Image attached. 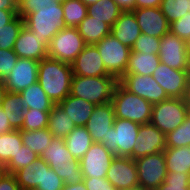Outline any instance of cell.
<instances>
[{
  "label": "cell",
  "mask_w": 190,
  "mask_h": 190,
  "mask_svg": "<svg viewBox=\"0 0 190 190\" xmlns=\"http://www.w3.org/2000/svg\"><path fill=\"white\" fill-rule=\"evenodd\" d=\"M39 61L26 58H18L12 71L3 84L7 91L20 93L30 85L38 82Z\"/></svg>",
  "instance_id": "obj_14"
},
{
  "label": "cell",
  "mask_w": 190,
  "mask_h": 190,
  "mask_svg": "<svg viewBox=\"0 0 190 190\" xmlns=\"http://www.w3.org/2000/svg\"><path fill=\"white\" fill-rule=\"evenodd\" d=\"M68 151L80 160L94 143L85 126H76L65 138Z\"/></svg>",
  "instance_id": "obj_28"
},
{
  "label": "cell",
  "mask_w": 190,
  "mask_h": 190,
  "mask_svg": "<svg viewBox=\"0 0 190 190\" xmlns=\"http://www.w3.org/2000/svg\"><path fill=\"white\" fill-rule=\"evenodd\" d=\"M62 190H87L85 183L79 182L76 184H64V187Z\"/></svg>",
  "instance_id": "obj_55"
},
{
  "label": "cell",
  "mask_w": 190,
  "mask_h": 190,
  "mask_svg": "<svg viewBox=\"0 0 190 190\" xmlns=\"http://www.w3.org/2000/svg\"><path fill=\"white\" fill-rule=\"evenodd\" d=\"M118 82L130 93L142 97L151 104L160 103L169 98L152 75L124 74Z\"/></svg>",
  "instance_id": "obj_12"
},
{
  "label": "cell",
  "mask_w": 190,
  "mask_h": 190,
  "mask_svg": "<svg viewBox=\"0 0 190 190\" xmlns=\"http://www.w3.org/2000/svg\"><path fill=\"white\" fill-rule=\"evenodd\" d=\"M115 156L103 143H93L79 160L84 178H106L107 171Z\"/></svg>",
  "instance_id": "obj_13"
},
{
  "label": "cell",
  "mask_w": 190,
  "mask_h": 190,
  "mask_svg": "<svg viewBox=\"0 0 190 190\" xmlns=\"http://www.w3.org/2000/svg\"><path fill=\"white\" fill-rule=\"evenodd\" d=\"M18 58H28L36 61L48 57V45L43 39L33 35L25 26L22 27L13 47Z\"/></svg>",
  "instance_id": "obj_21"
},
{
  "label": "cell",
  "mask_w": 190,
  "mask_h": 190,
  "mask_svg": "<svg viewBox=\"0 0 190 190\" xmlns=\"http://www.w3.org/2000/svg\"><path fill=\"white\" fill-rule=\"evenodd\" d=\"M108 73L119 80L126 71L131 48L122 44L111 33L95 44Z\"/></svg>",
  "instance_id": "obj_9"
},
{
  "label": "cell",
  "mask_w": 190,
  "mask_h": 190,
  "mask_svg": "<svg viewBox=\"0 0 190 190\" xmlns=\"http://www.w3.org/2000/svg\"><path fill=\"white\" fill-rule=\"evenodd\" d=\"M23 20L24 26L48 46L51 39L65 27L62 4L55 1L34 8V12Z\"/></svg>",
  "instance_id": "obj_3"
},
{
  "label": "cell",
  "mask_w": 190,
  "mask_h": 190,
  "mask_svg": "<svg viewBox=\"0 0 190 190\" xmlns=\"http://www.w3.org/2000/svg\"><path fill=\"white\" fill-rule=\"evenodd\" d=\"M160 62L177 70H190V44L171 31L160 38Z\"/></svg>",
  "instance_id": "obj_10"
},
{
  "label": "cell",
  "mask_w": 190,
  "mask_h": 190,
  "mask_svg": "<svg viewBox=\"0 0 190 190\" xmlns=\"http://www.w3.org/2000/svg\"><path fill=\"white\" fill-rule=\"evenodd\" d=\"M86 6H89L91 4H94L98 2L99 0H81Z\"/></svg>",
  "instance_id": "obj_58"
},
{
  "label": "cell",
  "mask_w": 190,
  "mask_h": 190,
  "mask_svg": "<svg viewBox=\"0 0 190 190\" xmlns=\"http://www.w3.org/2000/svg\"><path fill=\"white\" fill-rule=\"evenodd\" d=\"M123 11L114 0H99L87 6L88 16L102 20L110 27H112Z\"/></svg>",
  "instance_id": "obj_32"
},
{
  "label": "cell",
  "mask_w": 190,
  "mask_h": 190,
  "mask_svg": "<svg viewBox=\"0 0 190 190\" xmlns=\"http://www.w3.org/2000/svg\"><path fill=\"white\" fill-rule=\"evenodd\" d=\"M18 56L11 50L0 49V80H3L10 74L12 68L17 62Z\"/></svg>",
  "instance_id": "obj_45"
},
{
  "label": "cell",
  "mask_w": 190,
  "mask_h": 190,
  "mask_svg": "<svg viewBox=\"0 0 190 190\" xmlns=\"http://www.w3.org/2000/svg\"><path fill=\"white\" fill-rule=\"evenodd\" d=\"M39 158L48 163L64 184H76L84 179L79 160L68 151L64 138H53Z\"/></svg>",
  "instance_id": "obj_2"
},
{
  "label": "cell",
  "mask_w": 190,
  "mask_h": 190,
  "mask_svg": "<svg viewBox=\"0 0 190 190\" xmlns=\"http://www.w3.org/2000/svg\"><path fill=\"white\" fill-rule=\"evenodd\" d=\"M24 26V20L17 15L11 22L0 29V49L11 50Z\"/></svg>",
  "instance_id": "obj_36"
},
{
  "label": "cell",
  "mask_w": 190,
  "mask_h": 190,
  "mask_svg": "<svg viewBox=\"0 0 190 190\" xmlns=\"http://www.w3.org/2000/svg\"><path fill=\"white\" fill-rule=\"evenodd\" d=\"M73 120L59 104H54L49 113L48 130L54 138H65L74 128Z\"/></svg>",
  "instance_id": "obj_29"
},
{
  "label": "cell",
  "mask_w": 190,
  "mask_h": 190,
  "mask_svg": "<svg viewBox=\"0 0 190 190\" xmlns=\"http://www.w3.org/2000/svg\"><path fill=\"white\" fill-rule=\"evenodd\" d=\"M133 159L156 154L166 148V135L151 122L140 125L139 132L134 142Z\"/></svg>",
  "instance_id": "obj_15"
},
{
  "label": "cell",
  "mask_w": 190,
  "mask_h": 190,
  "mask_svg": "<svg viewBox=\"0 0 190 190\" xmlns=\"http://www.w3.org/2000/svg\"><path fill=\"white\" fill-rule=\"evenodd\" d=\"M18 15V10H1L0 9V29L7 25Z\"/></svg>",
  "instance_id": "obj_49"
},
{
  "label": "cell",
  "mask_w": 190,
  "mask_h": 190,
  "mask_svg": "<svg viewBox=\"0 0 190 190\" xmlns=\"http://www.w3.org/2000/svg\"><path fill=\"white\" fill-rule=\"evenodd\" d=\"M163 153L167 172H185L190 175V145L177 148L166 147Z\"/></svg>",
  "instance_id": "obj_30"
},
{
  "label": "cell",
  "mask_w": 190,
  "mask_h": 190,
  "mask_svg": "<svg viewBox=\"0 0 190 190\" xmlns=\"http://www.w3.org/2000/svg\"><path fill=\"white\" fill-rule=\"evenodd\" d=\"M37 159H39L37 153L33 152L29 147L22 145L16 155L2 168V171L14 174L16 171L28 166Z\"/></svg>",
  "instance_id": "obj_37"
},
{
  "label": "cell",
  "mask_w": 190,
  "mask_h": 190,
  "mask_svg": "<svg viewBox=\"0 0 190 190\" xmlns=\"http://www.w3.org/2000/svg\"><path fill=\"white\" fill-rule=\"evenodd\" d=\"M20 132L23 145L29 147L39 156L44 151V149L49 147L51 140L54 138L48 128L31 131L20 130Z\"/></svg>",
  "instance_id": "obj_34"
},
{
  "label": "cell",
  "mask_w": 190,
  "mask_h": 190,
  "mask_svg": "<svg viewBox=\"0 0 190 190\" xmlns=\"http://www.w3.org/2000/svg\"><path fill=\"white\" fill-rule=\"evenodd\" d=\"M190 145V112L184 122L175 130L166 134V147H182Z\"/></svg>",
  "instance_id": "obj_39"
},
{
  "label": "cell",
  "mask_w": 190,
  "mask_h": 190,
  "mask_svg": "<svg viewBox=\"0 0 190 190\" xmlns=\"http://www.w3.org/2000/svg\"><path fill=\"white\" fill-rule=\"evenodd\" d=\"M85 46L77 27H64L51 39L48 57L72 64Z\"/></svg>",
  "instance_id": "obj_8"
},
{
  "label": "cell",
  "mask_w": 190,
  "mask_h": 190,
  "mask_svg": "<svg viewBox=\"0 0 190 190\" xmlns=\"http://www.w3.org/2000/svg\"><path fill=\"white\" fill-rule=\"evenodd\" d=\"M155 190H190V175L185 172H167L164 182Z\"/></svg>",
  "instance_id": "obj_41"
},
{
  "label": "cell",
  "mask_w": 190,
  "mask_h": 190,
  "mask_svg": "<svg viewBox=\"0 0 190 190\" xmlns=\"http://www.w3.org/2000/svg\"><path fill=\"white\" fill-rule=\"evenodd\" d=\"M139 185L144 190H155L167 176L163 151L135 159Z\"/></svg>",
  "instance_id": "obj_11"
},
{
  "label": "cell",
  "mask_w": 190,
  "mask_h": 190,
  "mask_svg": "<svg viewBox=\"0 0 190 190\" xmlns=\"http://www.w3.org/2000/svg\"><path fill=\"white\" fill-rule=\"evenodd\" d=\"M44 168H49L43 159H37L14 173L20 190H35L44 178Z\"/></svg>",
  "instance_id": "obj_24"
},
{
  "label": "cell",
  "mask_w": 190,
  "mask_h": 190,
  "mask_svg": "<svg viewBox=\"0 0 190 190\" xmlns=\"http://www.w3.org/2000/svg\"><path fill=\"white\" fill-rule=\"evenodd\" d=\"M159 63L160 58L158 54L134 52L131 50L125 74L153 75Z\"/></svg>",
  "instance_id": "obj_26"
},
{
  "label": "cell",
  "mask_w": 190,
  "mask_h": 190,
  "mask_svg": "<svg viewBox=\"0 0 190 190\" xmlns=\"http://www.w3.org/2000/svg\"><path fill=\"white\" fill-rule=\"evenodd\" d=\"M62 9L65 27H77L87 16V6L81 0H66Z\"/></svg>",
  "instance_id": "obj_35"
},
{
  "label": "cell",
  "mask_w": 190,
  "mask_h": 190,
  "mask_svg": "<svg viewBox=\"0 0 190 190\" xmlns=\"http://www.w3.org/2000/svg\"><path fill=\"white\" fill-rule=\"evenodd\" d=\"M189 112L190 108L183 98L169 97L153 104L150 122L166 135L181 125Z\"/></svg>",
  "instance_id": "obj_6"
},
{
  "label": "cell",
  "mask_w": 190,
  "mask_h": 190,
  "mask_svg": "<svg viewBox=\"0 0 190 190\" xmlns=\"http://www.w3.org/2000/svg\"><path fill=\"white\" fill-rule=\"evenodd\" d=\"M1 108L8 117L11 127L14 130H20L23 126V119L26 112V107L20 93L7 91Z\"/></svg>",
  "instance_id": "obj_27"
},
{
  "label": "cell",
  "mask_w": 190,
  "mask_h": 190,
  "mask_svg": "<svg viewBox=\"0 0 190 190\" xmlns=\"http://www.w3.org/2000/svg\"><path fill=\"white\" fill-rule=\"evenodd\" d=\"M140 125L128 119L115 118L104 146L116 156L133 159V147Z\"/></svg>",
  "instance_id": "obj_7"
},
{
  "label": "cell",
  "mask_w": 190,
  "mask_h": 190,
  "mask_svg": "<svg viewBox=\"0 0 190 190\" xmlns=\"http://www.w3.org/2000/svg\"><path fill=\"white\" fill-rule=\"evenodd\" d=\"M63 187V180L49 167L44 168L43 181L38 184L35 190H62Z\"/></svg>",
  "instance_id": "obj_43"
},
{
  "label": "cell",
  "mask_w": 190,
  "mask_h": 190,
  "mask_svg": "<svg viewBox=\"0 0 190 190\" xmlns=\"http://www.w3.org/2000/svg\"><path fill=\"white\" fill-rule=\"evenodd\" d=\"M170 31L190 44V12L170 23Z\"/></svg>",
  "instance_id": "obj_44"
},
{
  "label": "cell",
  "mask_w": 190,
  "mask_h": 190,
  "mask_svg": "<svg viewBox=\"0 0 190 190\" xmlns=\"http://www.w3.org/2000/svg\"><path fill=\"white\" fill-rule=\"evenodd\" d=\"M7 93V89L5 88L3 81L0 80V108L2 106V103L4 101L5 94Z\"/></svg>",
  "instance_id": "obj_56"
},
{
  "label": "cell",
  "mask_w": 190,
  "mask_h": 190,
  "mask_svg": "<svg viewBox=\"0 0 190 190\" xmlns=\"http://www.w3.org/2000/svg\"><path fill=\"white\" fill-rule=\"evenodd\" d=\"M49 113L38 109H26L20 130H40L48 128Z\"/></svg>",
  "instance_id": "obj_40"
},
{
  "label": "cell",
  "mask_w": 190,
  "mask_h": 190,
  "mask_svg": "<svg viewBox=\"0 0 190 190\" xmlns=\"http://www.w3.org/2000/svg\"><path fill=\"white\" fill-rule=\"evenodd\" d=\"M14 129L11 127L8 121V117L2 108H0V134L8 133L13 131Z\"/></svg>",
  "instance_id": "obj_50"
},
{
  "label": "cell",
  "mask_w": 190,
  "mask_h": 190,
  "mask_svg": "<svg viewBox=\"0 0 190 190\" xmlns=\"http://www.w3.org/2000/svg\"><path fill=\"white\" fill-rule=\"evenodd\" d=\"M59 106L67 112L68 117L73 120L75 126H86L96 105L69 94L59 103Z\"/></svg>",
  "instance_id": "obj_23"
},
{
  "label": "cell",
  "mask_w": 190,
  "mask_h": 190,
  "mask_svg": "<svg viewBox=\"0 0 190 190\" xmlns=\"http://www.w3.org/2000/svg\"><path fill=\"white\" fill-rule=\"evenodd\" d=\"M71 66L73 75L84 77L110 75L95 45H86Z\"/></svg>",
  "instance_id": "obj_20"
},
{
  "label": "cell",
  "mask_w": 190,
  "mask_h": 190,
  "mask_svg": "<svg viewBox=\"0 0 190 190\" xmlns=\"http://www.w3.org/2000/svg\"><path fill=\"white\" fill-rule=\"evenodd\" d=\"M110 33L122 44L132 49L141 30L133 11H123L112 25Z\"/></svg>",
  "instance_id": "obj_22"
},
{
  "label": "cell",
  "mask_w": 190,
  "mask_h": 190,
  "mask_svg": "<svg viewBox=\"0 0 190 190\" xmlns=\"http://www.w3.org/2000/svg\"><path fill=\"white\" fill-rule=\"evenodd\" d=\"M159 8L167 21L172 23L190 12V0H162Z\"/></svg>",
  "instance_id": "obj_38"
},
{
  "label": "cell",
  "mask_w": 190,
  "mask_h": 190,
  "mask_svg": "<svg viewBox=\"0 0 190 190\" xmlns=\"http://www.w3.org/2000/svg\"><path fill=\"white\" fill-rule=\"evenodd\" d=\"M132 11L141 33L161 38L170 31V23L159 7L135 8Z\"/></svg>",
  "instance_id": "obj_19"
},
{
  "label": "cell",
  "mask_w": 190,
  "mask_h": 190,
  "mask_svg": "<svg viewBox=\"0 0 190 190\" xmlns=\"http://www.w3.org/2000/svg\"><path fill=\"white\" fill-rule=\"evenodd\" d=\"M18 15L23 19L34 12V8H38L44 4H48L51 0H17Z\"/></svg>",
  "instance_id": "obj_46"
},
{
  "label": "cell",
  "mask_w": 190,
  "mask_h": 190,
  "mask_svg": "<svg viewBox=\"0 0 190 190\" xmlns=\"http://www.w3.org/2000/svg\"><path fill=\"white\" fill-rule=\"evenodd\" d=\"M188 72L189 70L170 68L160 62L152 76L168 97L183 98Z\"/></svg>",
  "instance_id": "obj_18"
},
{
  "label": "cell",
  "mask_w": 190,
  "mask_h": 190,
  "mask_svg": "<svg viewBox=\"0 0 190 190\" xmlns=\"http://www.w3.org/2000/svg\"><path fill=\"white\" fill-rule=\"evenodd\" d=\"M122 190H144V189L140 185H135L132 187H127V188L122 189Z\"/></svg>",
  "instance_id": "obj_57"
},
{
  "label": "cell",
  "mask_w": 190,
  "mask_h": 190,
  "mask_svg": "<svg viewBox=\"0 0 190 190\" xmlns=\"http://www.w3.org/2000/svg\"><path fill=\"white\" fill-rule=\"evenodd\" d=\"M106 179L117 190L139 185L135 160L130 157L115 156L107 171Z\"/></svg>",
  "instance_id": "obj_16"
},
{
  "label": "cell",
  "mask_w": 190,
  "mask_h": 190,
  "mask_svg": "<svg viewBox=\"0 0 190 190\" xmlns=\"http://www.w3.org/2000/svg\"><path fill=\"white\" fill-rule=\"evenodd\" d=\"M51 1H55V2H58V3H64L66 0H51Z\"/></svg>",
  "instance_id": "obj_59"
},
{
  "label": "cell",
  "mask_w": 190,
  "mask_h": 190,
  "mask_svg": "<svg viewBox=\"0 0 190 190\" xmlns=\"http://www.w3.org/2000/svg\"><path fill=\"white\" fill-rule=\"evenodd\" d=\"M23 145L20 130H13L0 134V168L2 169L9 160L16 155Z\"/></svg>",
  "instance_id": "obj_33"
},
{
  "label": "cell",
  "mask_w": 190,
  "mask_h": 190,
  "mask_svg": "<svg viewBox=\"0 0 190 190\" xmlns=\"http://www.w3.org/2000/svg\"><path fill=\"white\" fill-rule=\"evenodd\" d=\"M72 76L71 64L49 57L39 61L38 83L54 104L70 94Z\"/></svg>",
  "instance_id": "obj_1"
},
{
  "label": "cell",
  "mask_w": 190,
  "mask_h": 190,
  "mask_svg": "<svg viewBox=\"0 0 190 190\" xmlns=\"http://www.w3.org/2000/svg\"><path fill=\"white\" fill-rule=\"evenodd\" d=\"M160 38L153 37L144 33H141L140 36L136 39L132 51L134 52H146L148 54H158Z\"/></svg>",
  "instance_id": "obj_42"
},
{
  "label": "cell",
  "mask_w": 190,
  "mask_h": 190,
  "mask_svg": "<svg viewBox=\"0 0 190 190\" xmlns=\"http://www.w3.org/2000/svg\"><path fill=\"white\" fill-rule=\"evenodd\" d=\"M115 120L114 108L111 102L96 105L86 124V129L94 143H105L109 129Z\"/></svg>",
  "instance_id": "obj_17"
},
{
  "label": "cell",
  "mask_w": 190,
  "mask_h": 190,
  "mask_svg": "<svg viewBox=\"0 0 190 190\" xmlns=\"http://www.w3.org/2000/svg\"><path fill=\"white\" fill-rule=\"evenodd\" d=\"M20 95L22 96L26 109H38L50 112L54 106V103L49 99L38 82L22 90Z\"/></svg>",
  "instance_id": "obj_31"
},
{
  "label": "cell",
  "mask_w": 190,
  "mask_h": 190,
  "mask_svg": "<svg viewBox=\"0 0 190 190\" xmlns=\"http://www.w3.org/2000/svg\"><path fill=\"white\" fill-rule=\"evenodd\" d=\"M162 0H135V8L160 7Z\"/></svg>",
  "instance_id": "obj_51"
},
{
  "label": "cell",
  "mask_w": 190,
  "mask_h": 190,
  "mask_svg": "<svg viewBox=\"0 0 190 190\" xmlns=\"http://www.w3.org/2000/svg\"><path fill=\"white\" fill-rule=\"evenodd\" d=\"M87 190H117L106 178H84Z\"/></svg>",
  "instance_id": "obj_47"
},
{
  "label": "cell",
  "mask_w": 190,
  "mask_h": 190,
  "mask_svg": "<svg viewBox=\"0 0 190 190\" xmlns=\"http://www.w3.org/2000/svg\"><path fill=\"white\" fill-rule=\"evenodd\" d=\"M0 190H20L14 174L0 172Z\"/></svg>",
  "instance_id": "obj_48"
},
{
  "label": "cell",
  "mask_w": 190,
  "mask_h": 190,
  "mask_svg": "<svg viewBox=\"0 0 190 190\" xmlns=\"http://www.w3.org/2000/svg\"><path fill=\"white\" fill-rule=\"evenodd\" d=\"M118 6L126 11H132L133 9H135V0H114Z\"/></svg>",
  "instance_id": "obj_53"
},
{
  "label": "cell",
  "mask_w": 190,
  "mask_h": 190,
  "mask_svg": "<svg viewBox=\"0 0 190 190\" xmlns=\"http://www.w3.org/2000/svg\"><path fill=\"white\" fill-rule=\"evenodd\" d=\"M118 80L112 75L84 77L73 75L70 95L80 97L95 105L111 102L112 94Z\"/></svg>",
  "instance_id": "obj_4"
},
{
  "label": "cell",
  "mask_w": 190,
  "mask_h": 190,
  "mask_svg": "<svg viewBox=\"0 0 190 190\" xmlns=\"http://www.w3.org/2000/svg\"><path fill=\"white\" fill-rule=\"evenodd\" d=\"M17 0H0L1 10H18Z\"/></svg>",
  "instance_id": "obj_52"
},
{
  "label": "cell",
  "mask_w": 190,
  "mask_h": 190,
  "mask_svg": "<svg viewBox=\"0 0 190 190\" xmlns=\"http://www.w3.org/2000/svg\"><path fill=\"white\" fill-rule=\"evenodd\" d=\"M111 103L115 118L128 119L139 125L151 121L153 104L136 94L130 93L119 82L115 85Z\"/></svg>",
  "instance_id": "obj_5"
},
{
  "label": "cell",
  "mask_w": 190,
  "mask_h": 190,
  "mask_svg": "<svg viewBox=\"0 0 190 190\" xmlns=\"http://www.w3.org/2000/svg\"><path fill=\"white\" fill-rule=\"evenodd\" d=\"M183 99L185 100V102L190 108V71L188 72V75H187L185 93H184Z\"/></svg>",
  "instance_id": "obj_54"
},
{
  "label": "cell",
  "mask_w": 190,
  "mask_h": 190,
  "mask_svg": "<svg viewBox=\"0 0 190 190\" xmlns=\"http://www.w3.org/2000/svg\"><path fill=\"white\" fill-rule=\"evenodd\" d=\"M77 29L86 45H95L111 31L107 23L88 15L77 26Z\"/></svg>",
  "instance_id": "obj_25"
}]
</instances>
